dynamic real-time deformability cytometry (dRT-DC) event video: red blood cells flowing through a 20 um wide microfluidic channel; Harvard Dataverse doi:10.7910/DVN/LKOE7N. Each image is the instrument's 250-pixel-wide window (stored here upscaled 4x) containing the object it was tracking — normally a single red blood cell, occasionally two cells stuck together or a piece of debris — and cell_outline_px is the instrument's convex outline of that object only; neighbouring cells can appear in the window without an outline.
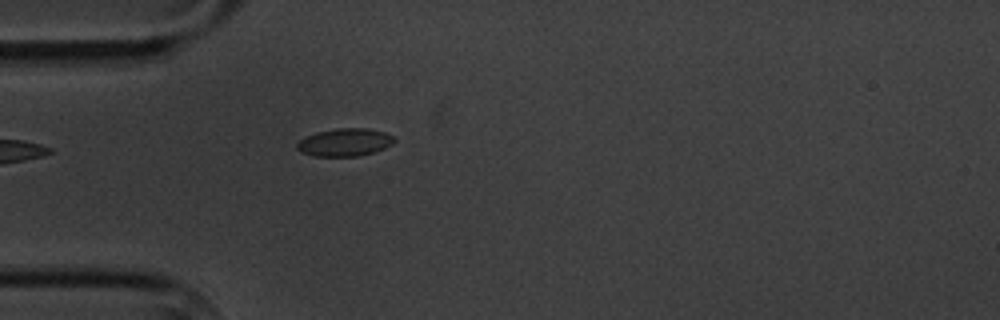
{"species": "common noctule bat (a hibernating species)", "species_latin": "Nyctalus noctula", "temperature_condition": "cold", "stored_images_in_passage": 1, "camera_frame_rate_fps": 3000, "um_per_image_px": 0.085, "animal": {"sex": "male", "body_mass_g": 20.1, "forearm_length_mm": 53.5}, "frame": {"image": 1, "passage_image": 1, "time_ms": 0.0, "image_size_px": [1000, 320], "cell_outline_px": [[396, 140], [392, 144], [384, 148], [372, 152], [356, 156], [312, 156], [300, 152], [296, 148], [296, 144], [300, 140], [316, 132], [336, 128], [368, 128], [384, 132], [392, 136]], "centroid_in_image_um": [29.28, 12.09], "position_along_channel_um": 55.7, "area_um2": 15.66}}